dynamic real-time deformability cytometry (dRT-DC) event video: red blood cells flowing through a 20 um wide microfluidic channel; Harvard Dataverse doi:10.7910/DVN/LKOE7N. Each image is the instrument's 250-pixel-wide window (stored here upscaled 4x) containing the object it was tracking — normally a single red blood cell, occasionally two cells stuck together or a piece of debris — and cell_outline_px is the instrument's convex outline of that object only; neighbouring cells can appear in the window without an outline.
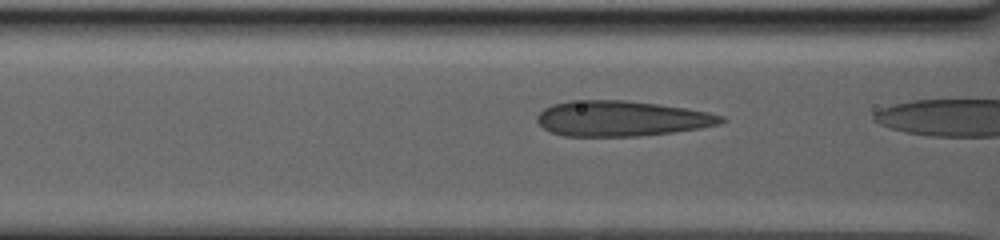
{"species": "human", "species_latin": "Homo sapiens", "temperature_condition": "warm", "stored_images_in_passage": 7, "camera_frame_rate_fps": 3000, "um_per_image_px": 0.085, "donor": {"sex": "male"}, "frame": {"image": 1, "passage_image": 4, "time_ms": 1.0, "image_size_px": [1000, 240], "cell_outline_px": [[728, 120], [720, 124], [700, 128], [672, 132], [640, 136], [564, 136], [552, 132], [544, 128], [536, 120], [536, 116], [544, 108], [552, 104], [568, 100], [624, 100], [688, 108], [708, 112], [724, 116]], "centroid_in_image_um": [52.83, 10.07], "position_along_channel_um": 113.8, "area_um2": 38.09}}